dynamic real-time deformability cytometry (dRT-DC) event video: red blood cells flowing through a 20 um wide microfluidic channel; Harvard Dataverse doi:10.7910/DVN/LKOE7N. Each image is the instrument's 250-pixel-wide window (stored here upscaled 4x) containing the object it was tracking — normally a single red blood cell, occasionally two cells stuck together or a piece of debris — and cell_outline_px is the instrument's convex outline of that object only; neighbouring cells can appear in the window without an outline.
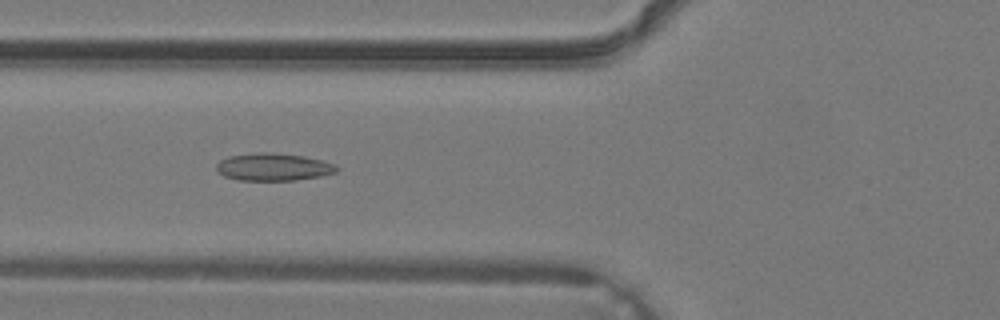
{"species": "common noctule bat (a hibernating species)", "species_latin": "Nyctalus noctula", "temperature_condition": "warm", "stored_images_in_passage": 39, "segment_of_instrument_passage": [1, 2], "camera_frame_rate_fps": 3000, "um_per_image_px": 0.085, "animal": {"sex": "male", "body_mass_g": 19.2, "forearm_length_mm": 51.8}, "frame": {"image": 1, "passage_image": 15, "time_ms": 4.667, "image_size_px": [1000, 320], "cell_outline_px": [[340, 168], [336, 172], [320, 176], [296, 180], [240, 180], [224, 176], [216, 168], [216, 164], [220, 160], [228, 156], [260, 152], [268, 152], [304, 156], [336, 164]], "centroid_in_image_um": [23.25, 14.19], "position_along_channel_um": 102.6, "area_um2": 19.19}}
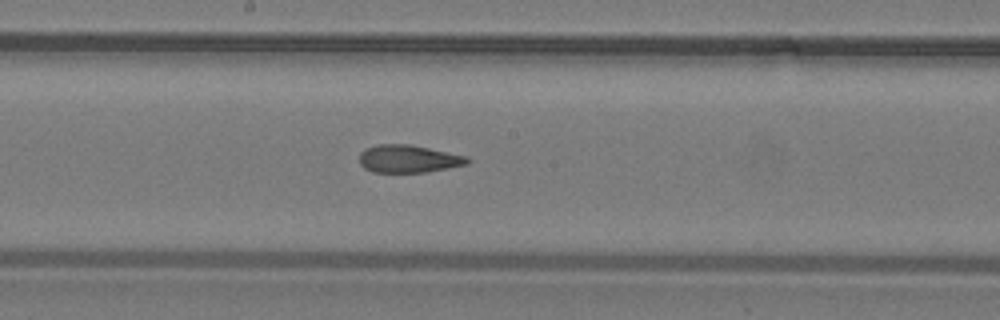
{"frame": {"image": 2, "passage_image": 21, "time_ms": 6.667, "image_size_px": [1000, 320], "cell_outline_px": [[472, 160], [468, 164], [428, 172], [372, 172], [364, 168], [360, 164], [360, 152], [364, 148], [376, 144], [408, 144], [468, 156]], "centroid_in_image_um": [34.72, 13.5], "position_along_channel_um": 213.5, "area_um2": 17.57}}
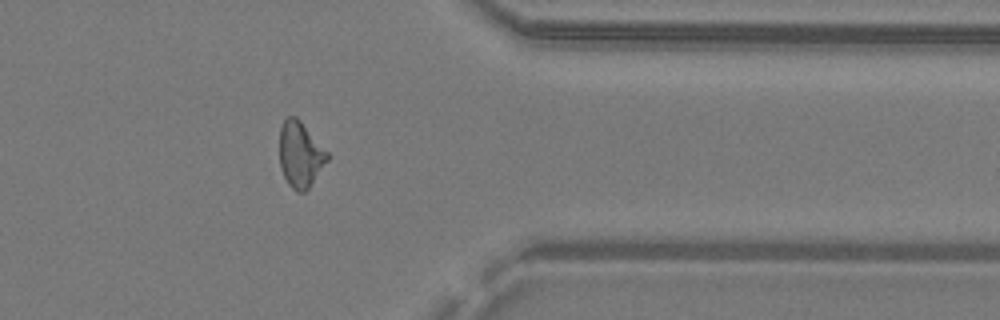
{"frame": {"image": 3, "passage_image": 31, "time_ms": 10.0, "image_size_px": [1000, 320], "cell_outline_px": [[328, 160], [308, 188], [304, 192], [296, 192], [288, 184], [280, 168], [280, 128], [284, 120], [288, 116], [296, 116], [300, 120], [328, 152]], "centroid_in_image_um": [25.51, 13.13], "position_along_channel_um": 385.9, "area_um2": 18.15}}